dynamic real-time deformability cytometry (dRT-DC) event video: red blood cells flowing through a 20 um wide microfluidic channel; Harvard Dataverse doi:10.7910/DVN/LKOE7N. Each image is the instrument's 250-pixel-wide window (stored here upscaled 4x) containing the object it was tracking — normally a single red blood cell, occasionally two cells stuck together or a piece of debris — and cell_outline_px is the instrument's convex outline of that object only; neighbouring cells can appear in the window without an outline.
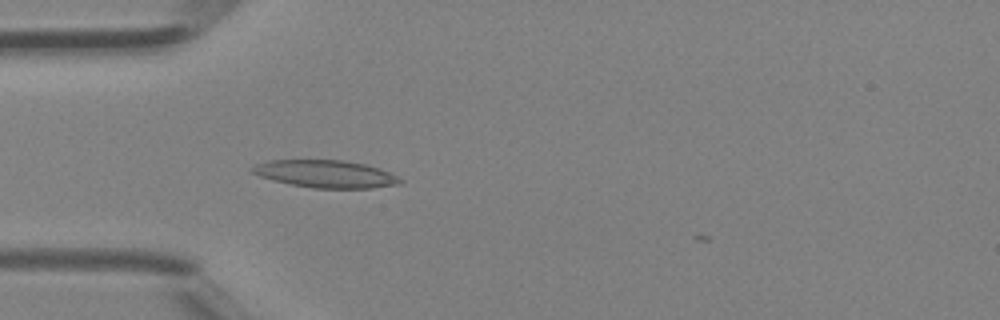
{"species": "Egyptian fruit bat (a non-hibernating species)", "species_latin": "Rousettus aegyptiacus", "temperature_condition": "room temperature", "stored_images_in_passage": 23, "camera_frame_rate_fps": 3000, "um_per_image_px": 0.085, "animal": {"sex": "female"}, "frame": {"image": 1, "passage_image": 1, "time_ms": 0.0, "image_size_px": [1000, 320], "cell_outline_px": [[404, 180], [400, 184], [372, 188], [312, 188], [272, 180], [260, 176], [252, 172], [248, 168], [256, 164], [268, 160], [344, 160], [364, 164], [380, 168]], "centroid_in_image_um": [27.67, 14.78], "position_along_channel_um": 57.3, "area_um2": 23.7}}
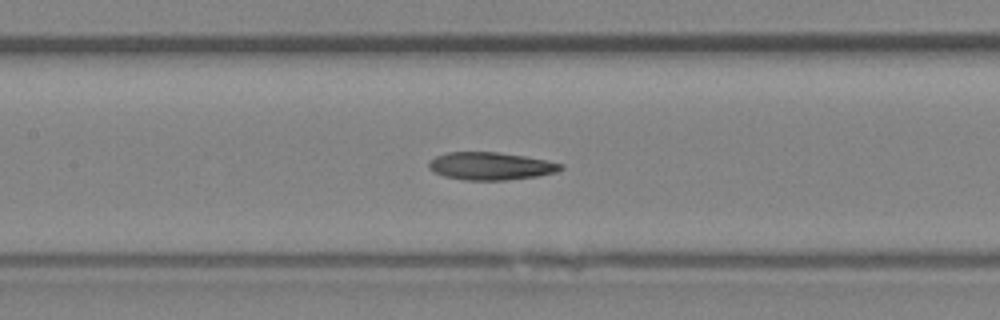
{"frame": {"image": 2, "passage_image": 8, "time_ms": 2.333, "image_size_px": [1000, 320], "cell_outline_px": [[564, 168], [556, 172], [536, 176], [504, 180], [464, 180], [444, 176], [428, 168], [428, 160], [436, 156], [448, 152], [496, 152], [524, 156], [548, 160], [564, 164]], "centroid_in_image_um": [41.71, 14.11], "position_along_channel_um": 165.7, "area_um2": 21.27}}
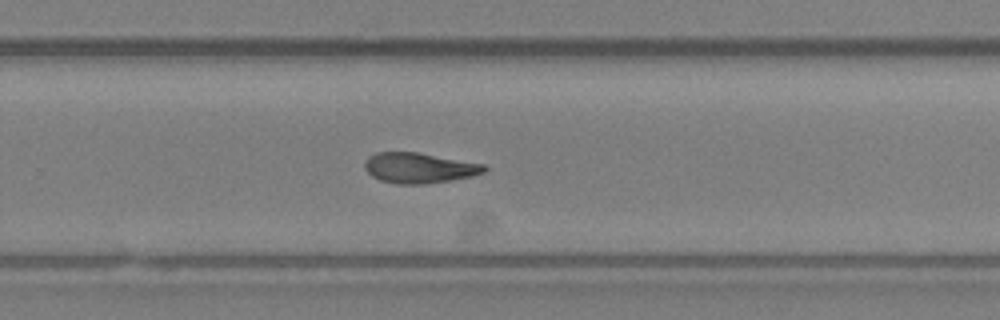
{"frame": {"image": 3, "passage_image": 16, "time_ms": 5.0, "image_size_px": [1000, 320], "cell_outline_px": [[488, 168], [484, 172], [468, 176], [448, 180], [424, 184], [400, 184], [380, 180], [372, 176], [364, 168], [364, 160], [368, 156], [376, 152], [416, 152], [484, 164]], "centroid_in_image_um": [35.57, 14.26], "position_along_channel_um": 294.2, "area_um2": 20.92}}